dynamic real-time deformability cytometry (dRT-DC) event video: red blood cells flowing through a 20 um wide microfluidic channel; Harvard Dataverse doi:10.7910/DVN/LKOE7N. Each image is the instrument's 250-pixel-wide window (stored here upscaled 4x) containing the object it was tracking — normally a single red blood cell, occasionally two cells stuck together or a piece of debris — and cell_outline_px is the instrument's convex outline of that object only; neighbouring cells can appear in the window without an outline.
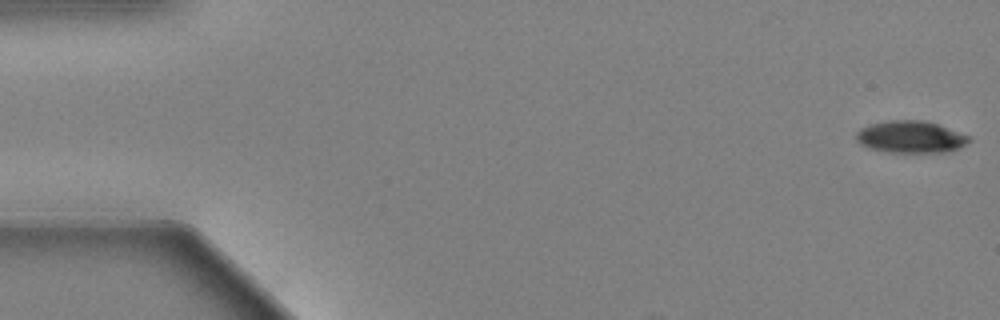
{"species": "Egyptian fruit bat (a non-hibernating species)", "species_latin": "Rousettus aegyptiacus", "temperature_condition": "warm", "stored_images_in_passage": 56, "camera_frame_rate_fps": 3000, "um_per_image_px": 0.085, "animal": {"sex": "female"}, "frame": {"image": 1, "passage_image": 1, "time_ms": 0.0, "image_size_px": [1000, 320], "cell_outline_px": [[972, 140], [960, 148], [948, 152], [888, 152], [868, 148], [860, 144], [856, 140], [856, 132], [860, 128], [868, 124], [888, 120], [924, 120], [972, 136]], "centroid_in_image_um": [77.41, 11.64], "position_along_channel_um": 7.6, "area_um2": 21.33}}
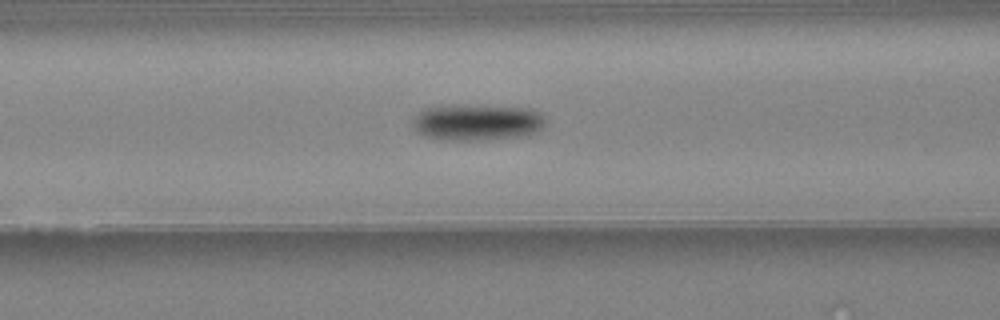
{"frame": {"image": 2, "passage_image": 23, "time_ms": 7.333, "image_size_px": [1000, 320], "cell_outline_px": [[544, 124], [536, 132], [528, 136], [476, 140], [448, 140], [424, 136], [416, 132], [412, 124], [412, 116], [416, 112], [424, 108], [440, 104], [444, 104], [524, 108], [536, 112], [544, 120]], "centroid_in_image_um": [40.42, 10.39], "position_along_channel_um": 126.2, "area_um2": 28.26}}
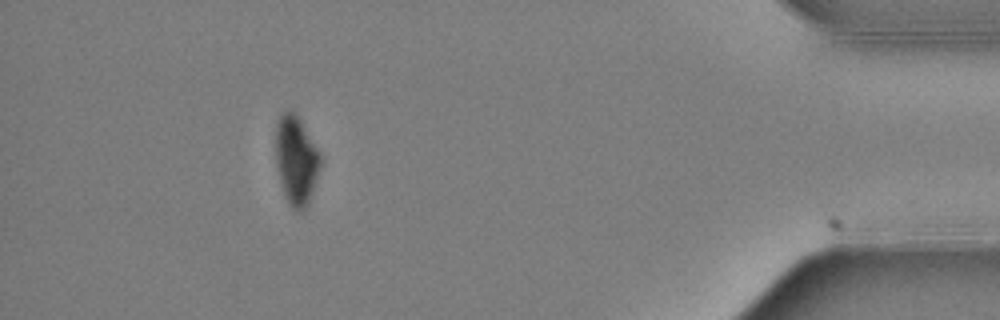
{"frame": {"image": 3, "passage_image": 51, "time_ms": 16.667, "image_size_px": [1000, 320], "cell_outline_px": [[324, 160], [308, 204], [304, 208], [296, 212], [288, 204], [284, 196], [280, 184], [276, 164], [276, 124], [280, 116], [288, 108], [300, 120], [320, 152]], "centroid_in_image_um": [25.19, 13.66], "position_along_channel_um": 410.0, "area_um2": 23.47}, "authors_computed_cell_mechanics": {"area_um2": 24.276, "velocity_mm_per_s": 3.6559, "shape_relaxation_time_tau1_ms": 2.4719, "shape_relaxation_time_tau2_ms": null, "deformation_change_tau1": 0.1299, "deformation_change_tau2": null}}